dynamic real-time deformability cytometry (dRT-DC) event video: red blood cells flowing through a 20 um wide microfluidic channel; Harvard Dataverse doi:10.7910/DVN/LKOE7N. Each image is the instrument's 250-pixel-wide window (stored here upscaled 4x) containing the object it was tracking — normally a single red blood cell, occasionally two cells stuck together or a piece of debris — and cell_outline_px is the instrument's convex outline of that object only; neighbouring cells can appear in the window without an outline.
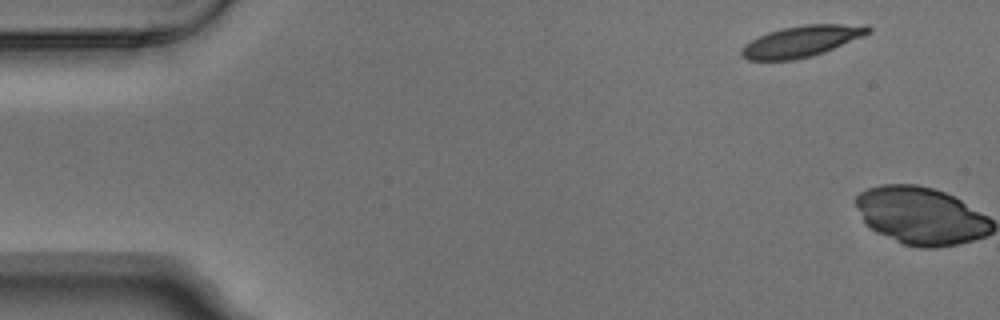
{"species": "Egyptian fruit bat (a non-hibernating species)", "species_latin": "Rousettus aegyptiacus", "temperature_condition": "warm", "stored_images_in_passage": 2, "camera_frame_rate_fps": 3000, "um_per_image_px": 0.085, "animal": {"sex": "male"}, "frame": {"image": 1, "passage_image": 1, "time_ms": 0.0, "image_size_px": [1000, 320], "cell_outline_px": [[872, 32], [864, 36], [824, 52], [812, 56], [796, 60], [748, 60], [740, 56], [740, 48], [744, 44], [768, 32], [784, 28], [804, 24], [868, 24], [872, 28]], "centroid_in_image_um": [68.16, 3.5], "position_along_channel_um": 16.8, "area_um2": 23.24}}